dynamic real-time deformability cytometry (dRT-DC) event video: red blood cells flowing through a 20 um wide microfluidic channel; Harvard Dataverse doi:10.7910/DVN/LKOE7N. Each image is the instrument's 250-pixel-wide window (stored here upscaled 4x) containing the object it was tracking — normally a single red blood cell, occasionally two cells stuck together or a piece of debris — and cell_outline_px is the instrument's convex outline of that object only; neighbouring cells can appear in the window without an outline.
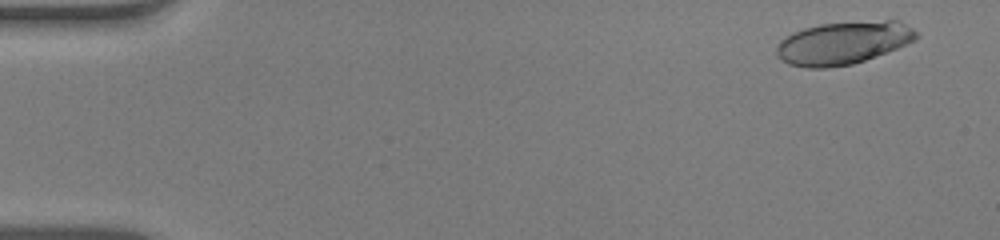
{"species": "human", "species_latin": "Homo sapiens", "temperature_condition": "warm", "stored_images_in_passage": 53, "camera_frame_rate_fps": 3000, "um_per_image_px": 0.085, "donor": {"sex": "male"}, "frame": {"image": 1, "passage_image": 3, "time_ms": 0.667, "image_size_px": [1000, 240], "cell_outline_px": [[920, 36], [916, 40], [896, 48], [864, 60], [852, 64], [828, 68], [808, 68], [788, 64], [780, 60], [776, 56], [776, 48], [780, 40], [784, 36], [792, 32], [804, 28], [820, 24], [884, 20], [900, 20], [912, 28]], "centroid_in_image_um": [71.64, 3.64], "position_along_channel_um": 13.4, "area_um2": 35.03}}
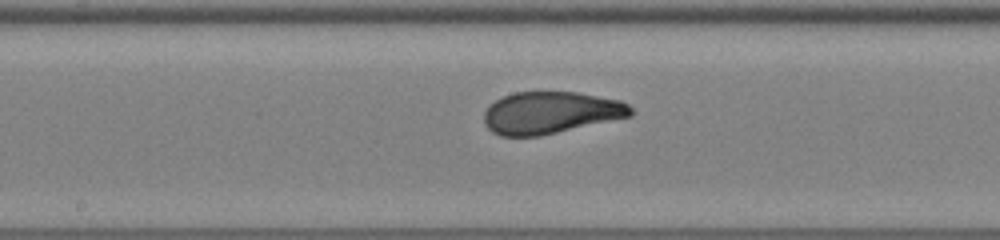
{"frame": {"image": 2, "passage_image": 28, "time_ms": 9.0, "image_size_px": [1000, 240], "cell_outline_px": [[632, 116], [540, 136], [500, 136], [492, 132], [484, 124], [484, 112], [496, 100], [504, 96], [516, 92], [576, 92], [620, 100], [628, 104], [632, 108]], "centroid_in_image_um": [46.81, 9.59], "position_along_channel_um": 201.4, "area_um2": 35.84}}
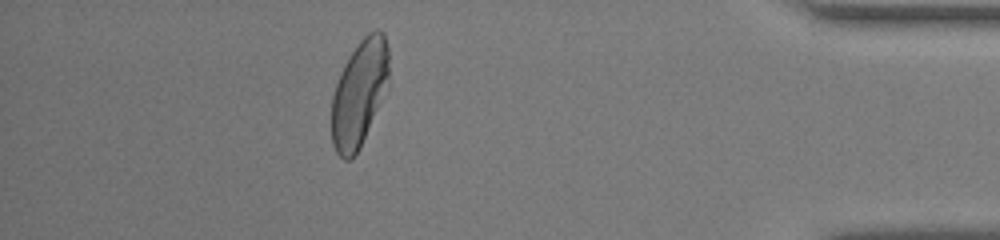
{"frame": {"image": 3, "passage_image": 47, "time_ms": 15.333, "image_size_px": [1000, 240], "cell_outline_px": [[388, 88], [360, 148], [348, 160], [344, 160], [336, 152], [332, 144], [332, 96], [340, 72], [348, 56], [360, 40], [368, 32], [376, 28], [384, 32], [388, 48]], "centroid_in_image_um": [30.55, 7.9], "position_along_channel_um": 404.7, "area_um2": 35.72}, "authors_computed_cell_mechanics": {"area_um2": 36.2406, "velocity_mm_per_s": 3.918, "shape_relaxation_time_tau1_ms": 3.6343, "shape_relaxation_time_tau2_ms": null, "deformation_change_tau1": 0.2117, "deformation_change_tau2": null}}